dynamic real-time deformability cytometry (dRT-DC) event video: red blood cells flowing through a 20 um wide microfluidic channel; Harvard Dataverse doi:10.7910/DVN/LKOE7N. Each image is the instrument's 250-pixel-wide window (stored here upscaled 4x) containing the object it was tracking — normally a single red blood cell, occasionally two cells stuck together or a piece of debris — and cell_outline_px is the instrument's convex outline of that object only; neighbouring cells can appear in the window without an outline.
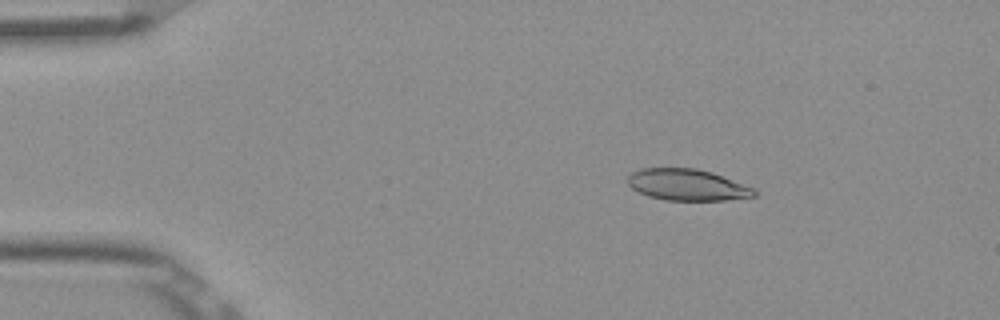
{"species": "Egyptian fruit bat (a non-hibernating species)", "species_latin": "Rousettus aegyptiacus", "temperature_condition": "room temperature", "stored_images_in_passage": 44, "camera_frame_rate_fps": 3000, "um_per_image_px": 0.085, "frame": {"image": 1, "passage_image": 1, "time_ms": 0.0, "image_size_px": [1000, 320], "cell_outline_px": [[756, 196], [724, 200], [664, 200], [648, 196], [632, 188], [628, 184], [628, 176], [632, 172], [640, 168], [696, 168], [712, 172], [756, 188]], "centroid_in_image_um": [58.43, 15.7], "position_along_channel_um": 26.6, "area_um2": 23.24}}
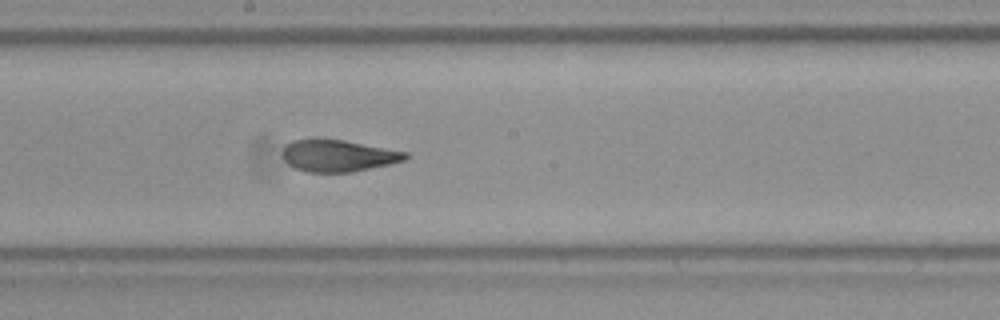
{"frame": {"image": 2, "passage_image": 21, "time_ms": 6.667, "image_size_px": [1000, 320], "cell_outline_px": [[412, 156], [404, 160], [388, 164], [352, 172], [308, 172], [296, 168], [288, 164], [284, 160], [284, 148], [292, 140], [312, 136], [316, 136], [344, 140], [408, 152]], "centroid_in_image_um": [28.73, 13.19], "position_along_channel_um": 219.5, "area_um2": 23.18}}
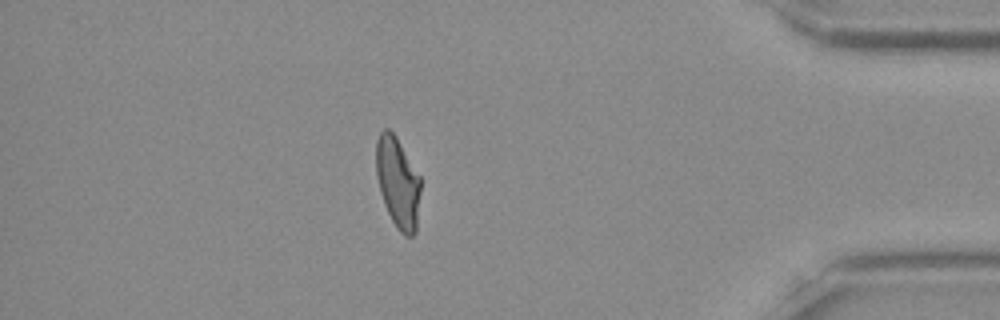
{"frame": {"image": 3, "passage_image": 38, "time_ms": 12.333, "image_size_px": [1000, 320], "cell_outline_px": [[420, 192], [416, 232], [412, 236], [404, 236], [396, 228], [384, 204], [380, 192], [376, 176], [376, 140], [380, 132], [384, 128], [388, 128], [396, 136], [420, 176]], "centroid_in_image_um": [33.8, 15.52], "position_along_channel_um": 401.4, "area_um2": 23.64}, "authors_computed_cell_mechanics": {"area_um2": 23.987, "velocity_mm_per_s": 3.895, "shape_relaxation_time_tau1_ms": null, "shape_relaxation_time_tau2_ms": 1.712, "deformation_change_tau1": null, "deformation_change_tau2": 0.1018}}